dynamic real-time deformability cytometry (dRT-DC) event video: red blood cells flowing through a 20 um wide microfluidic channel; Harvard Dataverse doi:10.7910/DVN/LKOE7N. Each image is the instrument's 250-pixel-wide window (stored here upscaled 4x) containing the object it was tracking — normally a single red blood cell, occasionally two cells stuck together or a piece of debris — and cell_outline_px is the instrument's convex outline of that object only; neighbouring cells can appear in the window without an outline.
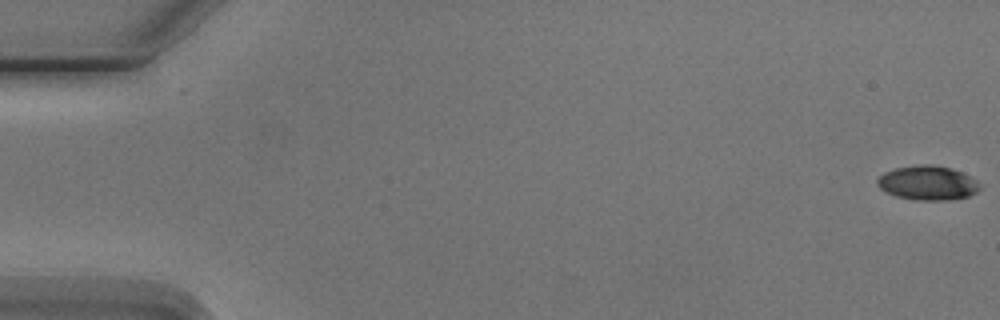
{"species": "Egyptian fruit bat (a non-hibernating species)", "species_latin": "Rousettus aegyptiacus", "temperature_condition": "cold", "stored_images_in_passage": 8, "camera_frame_rate_fps": 3000, "um_per_image_px": 0.085, "animal": {"sex": "male"}, "frame": {"image": 1, "passage_image": 1, "time_ms": 0.0, "image_size_px": [1000, 320], "cell_outline_px": [[980, 188], [976, 192], [968, 196], [948, 200], [916, 200], [896, 196], [880, 188], [876, 184], [876, 180], [884, 172], [896, 168], [920, 164], [928, 164], [952, 168], [976, 180], [980, 184]], "centroid_in_image_um": [78.84, 15.55], "position_along_channel_um": 6.2, "area_um2": 20.35}}
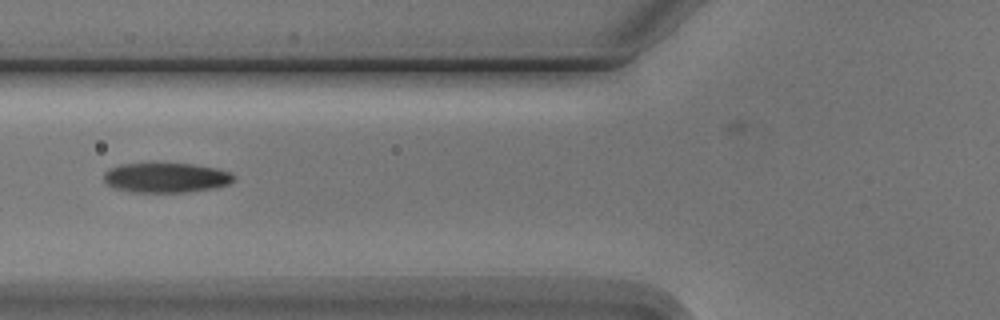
{"frame": {"image": 2, "passage_image": 7, "time_ms": 7.0, "image_size_px": [1000, 320], "cell_outline_px": [[236, 180], [228, 184], [216, 188], [188, 192], [132, 192], [116, 188], [108, 184], [104, 180], [104, 172], [108, 168], [120, 164], [148, 160], [192, 164], [216, 168], [232, 172], [236, 176]], "centroid_in_image_um": [14.11, 15.05], "position_along_channel_um": 111.7, "area_um2": 23.7}}
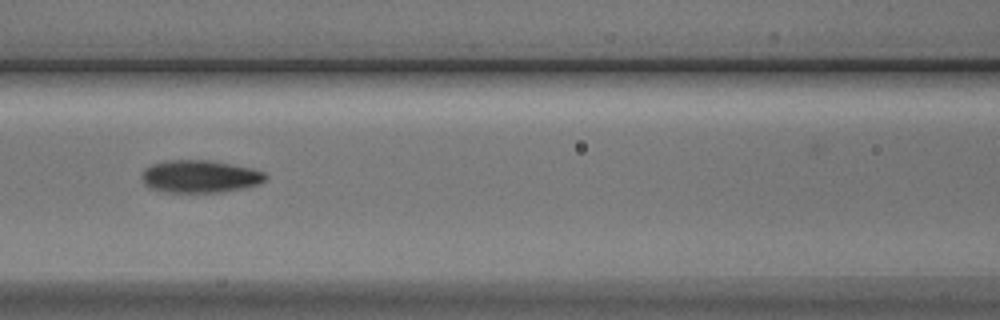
{"frame": {"image": 3, "passage_image": 8, "time_ms": 8.0, "image_size_px": [1000, 320], "cell_outline_px": [[268, 176], [260, 184], [248, 188], [220, 192], [164, 192], [148, 188], [144, 184], [140, 176], [144, 168], [152, 164], [168, 160], [208, 160], [252, 168], [264, 172]], "centroid_in_image_um": [16.98, 15.01], "position_along_channel_um": 149.6, "area_um2": 23.76}}